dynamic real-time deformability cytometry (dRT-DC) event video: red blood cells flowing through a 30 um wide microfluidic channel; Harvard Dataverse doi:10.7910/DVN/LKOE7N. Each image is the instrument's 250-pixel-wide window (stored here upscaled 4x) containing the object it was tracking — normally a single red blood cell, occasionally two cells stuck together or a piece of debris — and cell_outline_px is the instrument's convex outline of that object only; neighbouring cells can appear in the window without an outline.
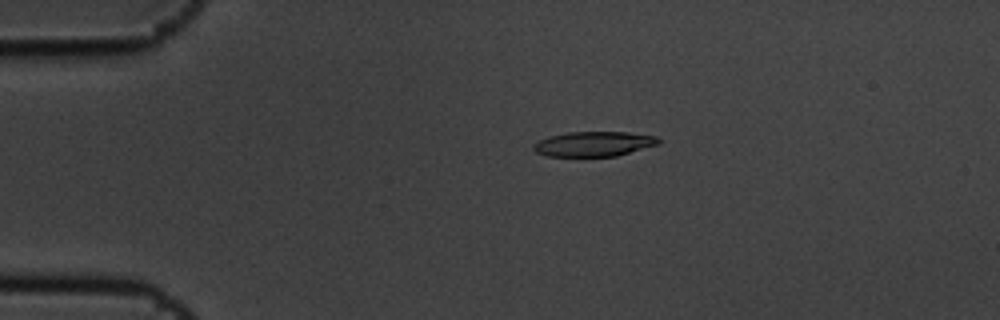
{"species": "common noctule bat (a hibernating species)", "species_latin": "Nyctalus noctula", "temperature_condition": "cold", "stored_images_in_passage": 6, "camera_frame_rate_fps": 3000, "um_per_image_px": 0.085, "animal": {"sex": "male", "body_mass_g": 19.5, "forearm_length_mm": 54.6}, "frame": {"image": 1, "passage_image": 4, "time_ms": 1.0, "image_size_px": [1000, 320], "cell_outline_px": [[660, 144], [616, 156], [548, 156], [536, 152], [532, 148], [532, 144], [548, 136], [568, 132], [628, 132], [656, 136], [660, 140]], "centroid_in_image_um": [50.47, 12.23], "position_along_channel_um": 34.5, "area_um2": 18.15}}
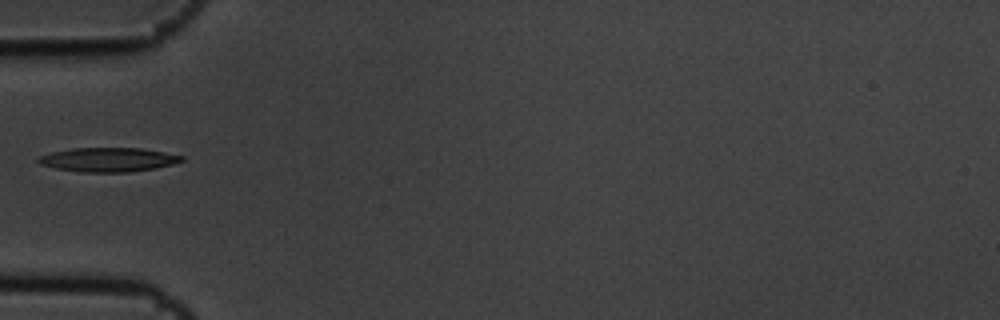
{"frame": {"image": 2, "passage_image": 6, "time_ms": 1.667, "image_size_px": [1000, 320], "cell_outline_px": [[184, 160], [172, 164], [156, 168], [128, 172], [80, 172], [56, 168], [40, 164], [36, 160], [40, 156], [52, 152], [72, 148], [140, 148], [164, 152], [184, 156]], "centroid_in_image_um": [9.2, 13.57], "position_along_channel_um": 75.8, "area_um2": 20.06}}